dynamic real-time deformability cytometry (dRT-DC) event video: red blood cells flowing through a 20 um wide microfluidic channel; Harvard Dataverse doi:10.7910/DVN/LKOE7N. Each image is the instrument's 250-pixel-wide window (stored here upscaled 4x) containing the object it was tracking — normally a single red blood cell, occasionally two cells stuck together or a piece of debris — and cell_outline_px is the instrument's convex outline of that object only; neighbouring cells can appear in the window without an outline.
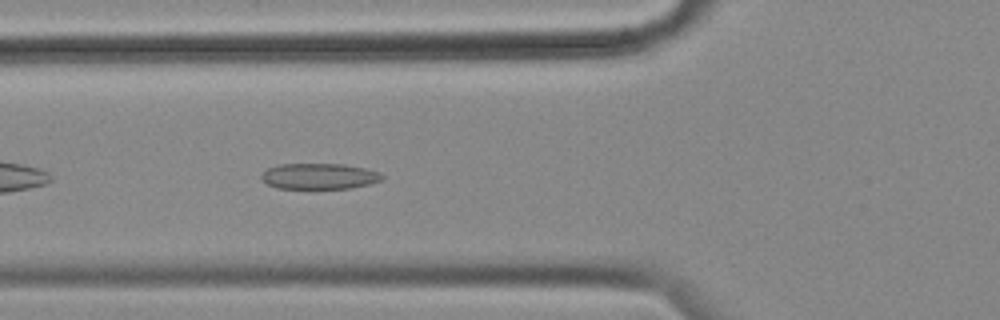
{"species": "common noctule bat (a hibernating species)", "species_latin": "Nyctalus noctula", "temperature_condition": "cold", "stored_images_in_passage": 42, "camera_frame_rate_fps": 3000, "um_per_image_px": 0.085, "animal": {"sex": "female", "body_mass_g": 18.4}, "frame": {"image": 1, "passage_image": 6, "time_ms": 1.667, "image_size_px": [1000, 320], "cell_outline_px": [[384, 176], [380, 180], [368, 184], [352, 188], [276, 188], [268, 184], [260, 176], [268, 168], [280, 164], [344, 164], [364, 168], [380, 172]], "centroid_in_image_um": [27.14, 14.97], "position_along_channel_um": 98.7, "area_um2": 17.98}}
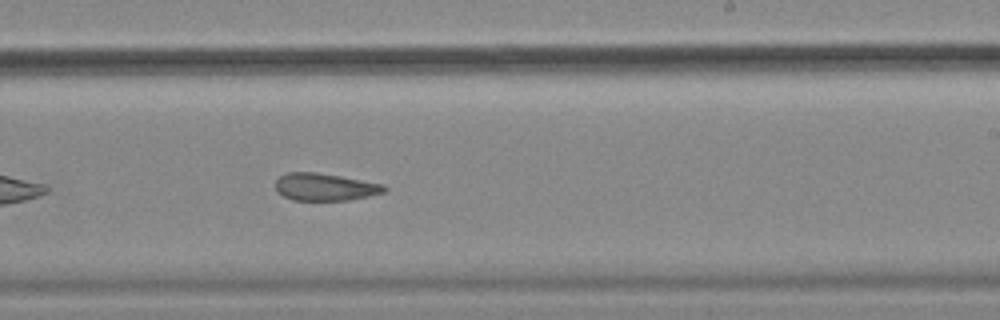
{"frame": {"image": 2, "passage_image": 20, "time_ms": 6.333, "image_size_px": [1000, 320], "cell_outline_px": [[388, 188], [384, 192], [368, 196], [348, 200], [292, 200], [276, 192], [276, 180], [280, 176], [288, 172], [316, 172], [340, 176], [384, 184]], "centroid_in_image_um": [27.61, 15.89], "position_along_channel_um": 261.4, "area_um2": 17.34}}
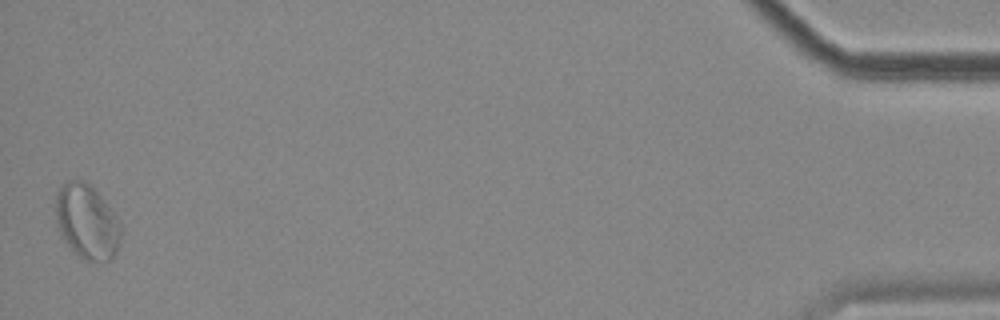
{"frame": {"image": 3, "passage_image": 42, "time_ms": 13.667, "image_size_px": [1000, 320], "cell_outline_px": [[120, 240], [116, 252], [112, 260], [84, 260], [76, 256], [60, 236], [56, 224], [56, 192], [60, 184], [68, 180], [80, 180], [88, 184], [96, 192], [116, 216], [120, 224]], "centroid_in_image_um": [7.34, 18.87], "position_along_channel_um": 427.9, "area_um2": 28.32}, "authors_computed_cell_mechanics": {"area_um2": 18.6694, "velocity_mm_per_s": 3.4899, "shape_relaxation_time_tau1_ms": null, "shape_relaxation_time_tau2_ms": 3.0392, "deformation_change_tau1": null, "deformation_change_tau2": 0.0983}}